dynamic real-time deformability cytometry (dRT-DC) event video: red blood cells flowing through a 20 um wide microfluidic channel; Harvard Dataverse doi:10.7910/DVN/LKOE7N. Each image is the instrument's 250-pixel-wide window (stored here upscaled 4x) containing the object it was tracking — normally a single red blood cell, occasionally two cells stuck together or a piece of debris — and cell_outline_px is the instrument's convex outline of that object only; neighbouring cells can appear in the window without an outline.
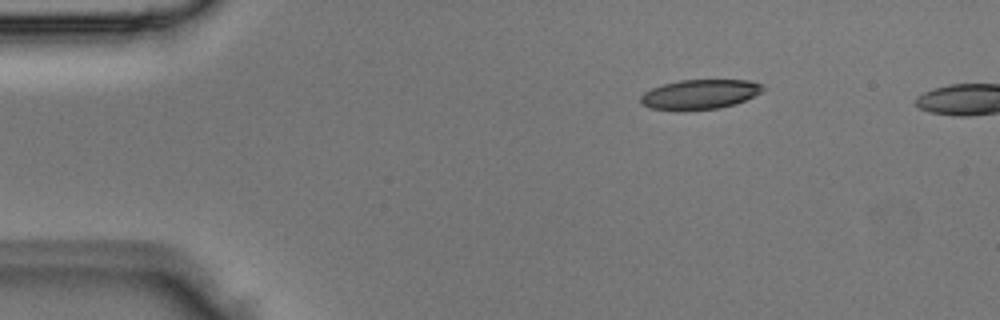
{"species": "Egyptian fruit bat (a non-hibernating species)", "species_latin": "Rousettus aegyptiacus", "temperature_condition": "room temperature", "stored_images_in_passage": 2, "camera_frame_rate_fps": 3000, "um_per_image_px": 0.085, "animal": {"sex": "male"}, "frame": {"image": 1, "passage_image": 2, "time_ms": 0.333, "image_size_px": [1000, 320], "cell_outline_px": [[764, 88], [760, 92], [736, 104], [720, 108], [684, 112], [680, 112], [652, 108], [644, 104], [640, 100], [640, 96], [644, 92], [652, 88], [664, 84], [680, 80], [752, 80], [764, 84]], "centroid_in_image_um": [59.49, 8.04], "position_along_channel_um": 25.5, "area_um2": 21.44}}